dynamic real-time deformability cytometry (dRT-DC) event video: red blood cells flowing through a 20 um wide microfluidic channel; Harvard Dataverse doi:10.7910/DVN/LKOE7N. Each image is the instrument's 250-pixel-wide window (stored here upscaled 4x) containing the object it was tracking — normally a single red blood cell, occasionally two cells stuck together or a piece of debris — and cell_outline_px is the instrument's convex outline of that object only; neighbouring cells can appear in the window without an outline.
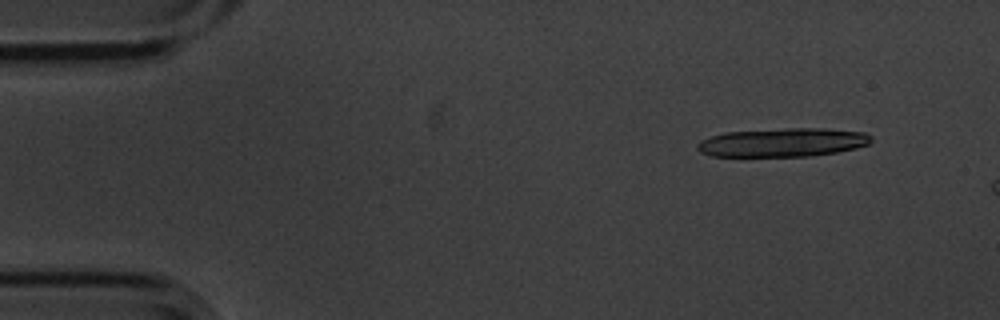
{"species": "common noctule bat (a hibernating species)", "species_latin": "Nyctalus noctula", "temperature_condition": "cold", "stored_images_in_passage": 5, "camera_frame_rate_fps": 3000, "um_per_image_px": 0.085, "animal": {"sex": "male", "body_mass_g": 20.1, "forearm_length_mm": 53.5}, "frame": {"image": 1, "passage_image": 2, "time_ms": 0.333, "image_size_px": [1000, 320], "cell_outline_px": [[872, 140], [868, 144], [856, 148], [836, 152], [808, 156], [712, 156], [700, 152], [696, 148], [696, 144], [700, 140], [724, 132], [784, 128], [824, 128], [864, 132], [872, 136]], "centroid_in_image_um": [66.52, 12.1], "position_along_channel_um": 18.5, "area_um2": 29.13}}